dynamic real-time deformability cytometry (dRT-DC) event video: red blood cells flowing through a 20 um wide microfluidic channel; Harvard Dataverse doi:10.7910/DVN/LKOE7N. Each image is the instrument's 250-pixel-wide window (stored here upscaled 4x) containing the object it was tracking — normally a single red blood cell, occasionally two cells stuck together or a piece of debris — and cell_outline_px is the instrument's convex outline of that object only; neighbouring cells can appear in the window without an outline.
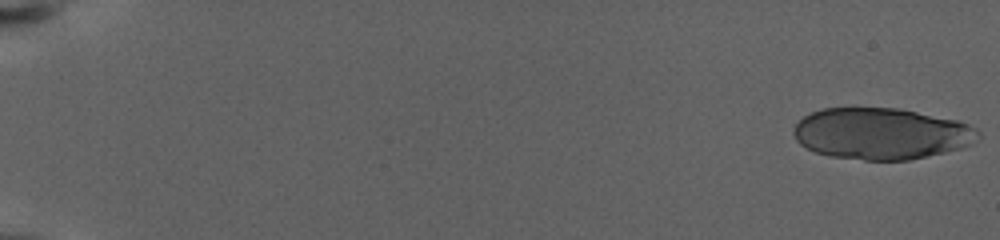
{"species": "human", "species_latin": "Homo sapiens", "temperature_condition": "warm", "stored_images_in_passage": 28, "camera_frame_rate_fps": 3000, "um_per_image_px": 0.085, "donor": {"sex": "female"}, "frame": {"image": 1, "passage_image": 1, "time_ms": 0.0, "image_size_px": [1000, 240], "cell_outline_px": [[980, 136], [968, 144], [960, 148], [944, 152], [908, 160], [864, 160], [832, 156], [816, 152], [800, 144], [796, 140], [792, 132], [792, 128], [804, 116], [812, 112], [824, 108], [900, 108], [956, 120], [968, 124], [976, 128], [980, 132]], "centroid_in_image_um": [74.88, 11.35], "position_along_channel_um": 10.1, "area_um2": 55.08}}
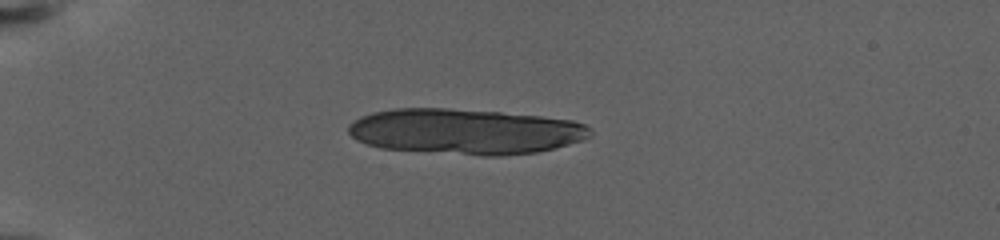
{"frame": {"image": 2, "passage_image": 20, "time_ms": 6.667, "image_size_px": [1000, 240], "cell_outline_px": [[592, 136], [584, 140], [536, 152], [504, 156], [484, 156], [380, 148], [356, 140], [348, 132], [348, 124], [360, 116], [372, 112], [396, 108], [444, 108], [500, 112], [540, 116], [572, 120], [584, 124], [592, 128]], "centroid_in_image_um": [39.54, 11.17], "position_along_channel_um": 45.5, "area_um2": 64.39}}